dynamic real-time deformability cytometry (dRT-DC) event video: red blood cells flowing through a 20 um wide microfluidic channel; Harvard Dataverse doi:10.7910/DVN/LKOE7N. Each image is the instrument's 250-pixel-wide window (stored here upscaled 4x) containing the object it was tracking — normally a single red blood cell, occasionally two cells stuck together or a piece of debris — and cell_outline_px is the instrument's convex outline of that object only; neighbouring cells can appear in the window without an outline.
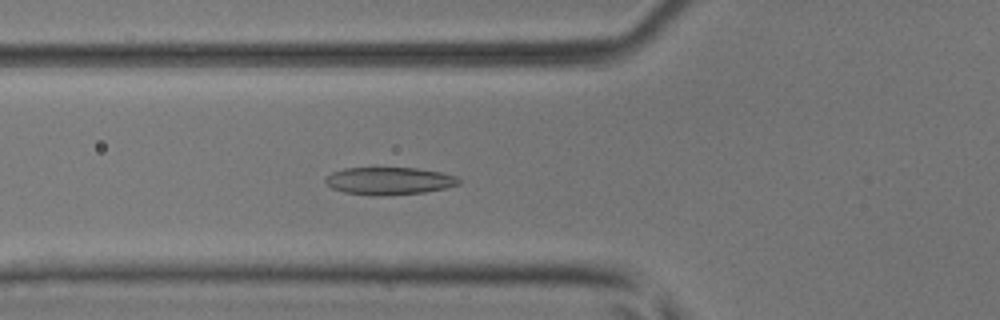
{"species": "common noctule bat (a hibernating species)", "species_latin": "Nyctalus noctula", "temperature_condition": "room temperature", "stored_images_in_passage": 46, "camera_frame_rate_fps": 3000, "um_per_image_px": 0.085, "animal": {"sex": "male", "body_mass_g": 17.9, "forearm_length_mm": 54.2}, "frame": {"image": 1, "passage_image": 14, "time_ms": 4.333, "image_size_px": [1000, 320], "cell_outline_px": [[460, 184], [444, 188], [424, 192], [344, 192], [332, 188], [324, 180], [332, 172], [344, 168], [416, 168], [440, 172], [456, 176], [460, 180]], "centroid_in_image_um": [33.11, 15.31], "position_along_channel_um": 92.7, "area_um2": 20.0}}
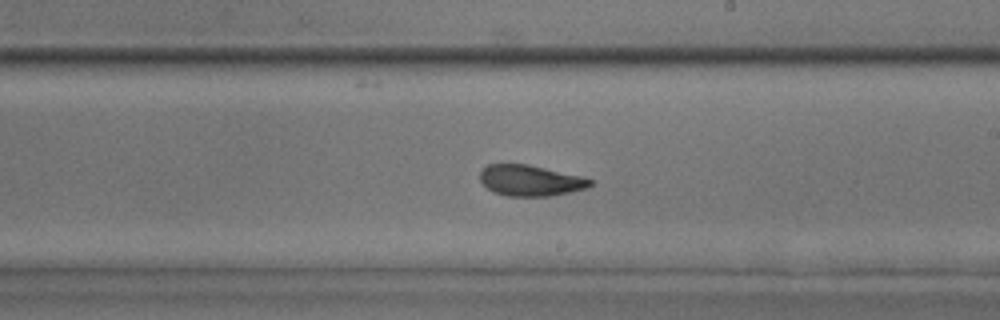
{"frame": {"image": 2, "passage_image": 25, "time_ms": 8.0, "image_size_px": [1000, 320], "cell_outline_px": [[592, 184], [588, 188], [548, 196], [508, 196], [492, 192], [480, 180], [480, 172], [488, 164], [528, 164], [580, 176], [592, 180]], "centroid_in_image_um": [45.06, 15.34], "position_along_channel_um": 243.9, "area_um2": 19.65}}
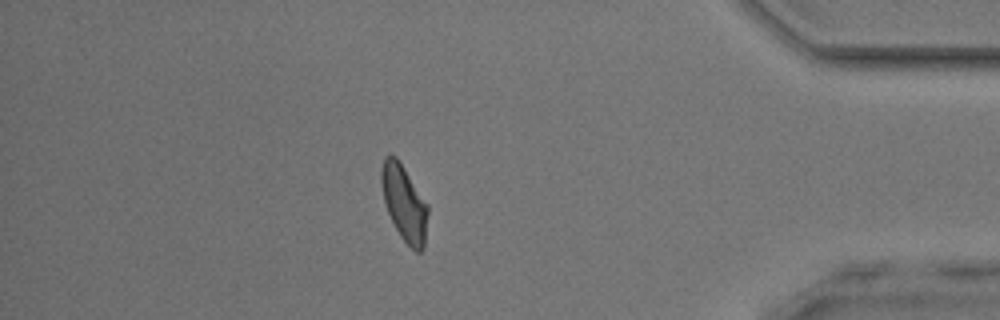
{"frame": {"image": 3, "passage_image": 39, "time_ms": 12.667, "image_size_px": [1000, 320], "cell_outline_px": [[428, 212], [424, 248], [420, 252], [416, 252], [400, 236], [388, 212], [384, 200], [380, 184], [380, 168], [384, 156], [388, 152], [396, 156], [428, 204]], "centroid_in_image_um": [34.34, 17.21], "position_along_channel_um": 400.9, "area_um2": 20.63}, "authors_computed_cell_mechanics": {"area_um2": 20.6635, "velocity_mm_per_s": 4.1383, "shape_relaxation_time_tau1_ms": 2.7094, "shape_relaxation_time_tau2_ms": 1.0565, "deformation_change_tau1": 0.1346, "deformation_change_tau2": 0.0756}}